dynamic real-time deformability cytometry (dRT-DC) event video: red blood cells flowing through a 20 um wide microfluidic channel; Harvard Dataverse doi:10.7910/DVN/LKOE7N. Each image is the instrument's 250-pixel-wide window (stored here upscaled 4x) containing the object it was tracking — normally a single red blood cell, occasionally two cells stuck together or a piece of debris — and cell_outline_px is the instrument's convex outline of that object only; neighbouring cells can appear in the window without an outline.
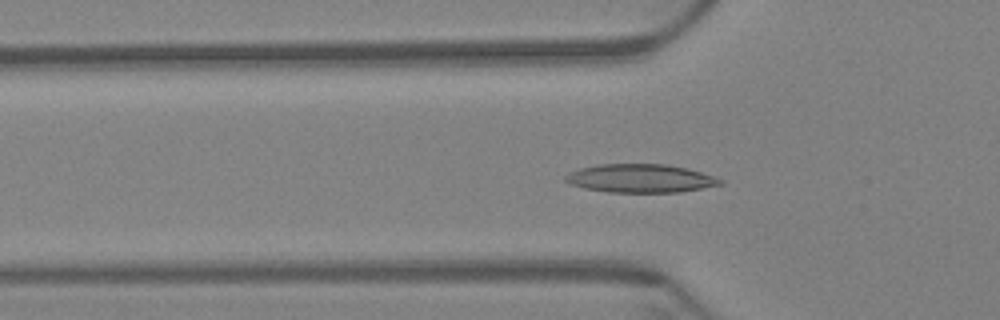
{"species": "Egyptian fruit bat (a non-hibernating species)", "species_latin": "Rousettus aegyptiacus", "temperature_condition": "warm", "stored_images_in_passage": 51, "camera_frame_rate_fps": 3000, "um_per_image_px": 0.085, "animal": {"sex": "female"}, "frame": {"image": 1, "passage_image": 19, "time_ms": 6.0, "image_size_px": [1000, 320], "cell_outline_px": [[724, 184], [680, 192], [608, 192], [584, 188], [572, 184], [564, 180], [564, 176], [568, 172], [580, 168], [596, 164], [664, 164], [688, 168], [724, 180]], "centroid_in_image_um": [54.42, 15.16], "position_along_channel_um": 71.4, "area_um2": 25.66}}
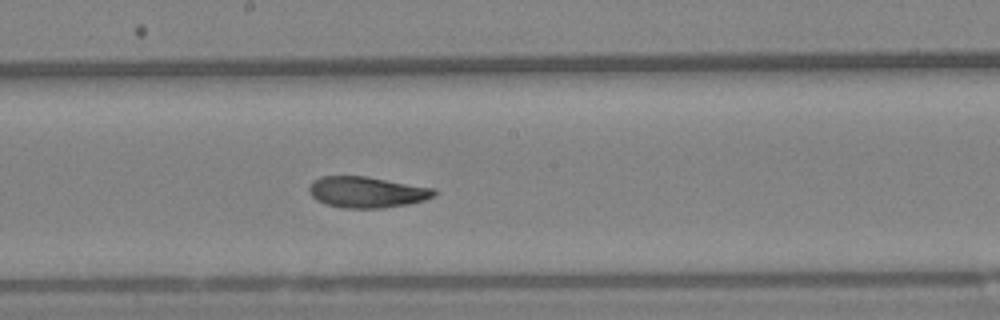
{"frame": {"image": 2, "passage_image": 32, "time_ms": 10.333, "image_size_px": [1000, 320], "cell_outline_px": [[436, 192], [432, 196], [424, 200], [408, 204], [384, 208], [340, 208], [324, 204], [316, 200], [308, 192], [308, 188], [320, 176], [364, 176], [436, 188]], "centroid_in_image_um": [31.16, 16.34], "position_along_channel_um": 217.0, "area_um2": 22.66}}
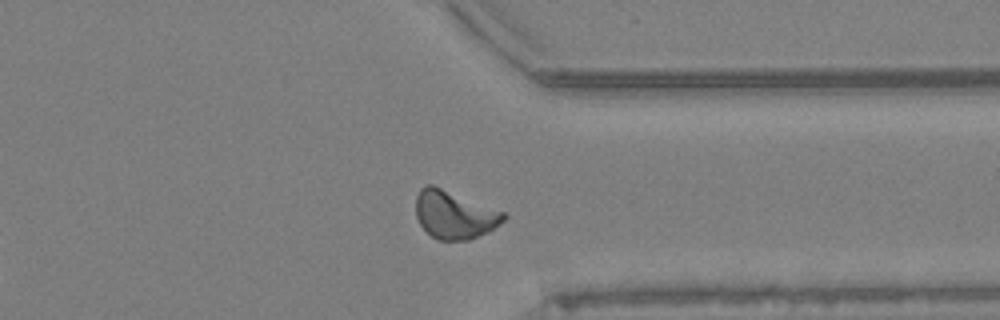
{"frame": {"image": 3, "passage_image": 46, "time_ms": 15.0, "image_size_px": [1000, 320], "cell_outline_px": [[508, 216], [504, 220], [488, 232], [468, 240], [436, 240], [420, 224], [416, 216], [416, 196], [420, 188], [428, 184], [432, 184], [504, 212]], "centroid_in_image_um": [38.6, 18.25], "position_along_channel_um": 372.8, "area_um2": 24.39}, "authors_computed_cell_mechanics": {"area_um2": 23.7558, "velocity_mm_per_s": 3.3602, "shape_relaxation_time_tau1_ms": 7.4962, "shape_relaxation_time_tau2_ms": 4.082, "deformation_change_tau1": 0.1784, "deformation_change_tau2": 0.1072}}